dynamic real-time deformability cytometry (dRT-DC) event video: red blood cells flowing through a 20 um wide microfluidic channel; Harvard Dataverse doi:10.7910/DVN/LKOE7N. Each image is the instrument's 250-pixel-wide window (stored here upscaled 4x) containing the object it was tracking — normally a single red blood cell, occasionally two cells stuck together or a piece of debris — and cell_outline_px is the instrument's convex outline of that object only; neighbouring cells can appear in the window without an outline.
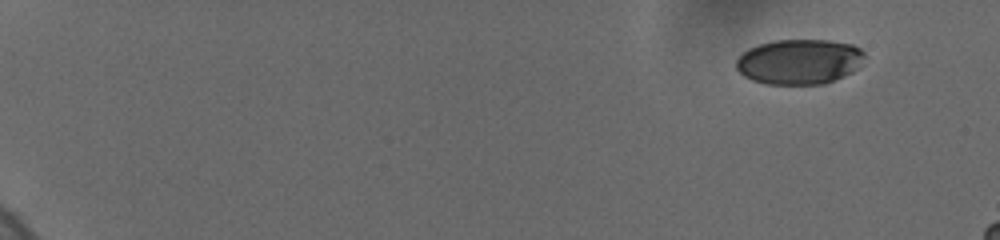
{"species": "human", "species_latin": "Homo sapiens", "temperature_condition": "cold", "stored_images_in_passage": 23, "camera_frame_rate_fps": 3000, "um_per_image_px": 0.085, "donor": {"sex": "female"}, "frame": {"image": 1, "passage_image": 1, "time_ms": 0.0, "image_size_px": [1000, 240], "cell_outline_px": [[864, 56], [856, 68], [852, 72], [844, 76], [824, 84], [764, 84], [752, 80], [744, 76], [736, 68], [736, 60], [748, 48], [772, 40], [828, 40], [852, 44], [860, 48], [864, 52]], "centroid_in_image_um": [67.92, 5.24], "position_along_channel_um": 17.1, "area_um2": 33.76}}